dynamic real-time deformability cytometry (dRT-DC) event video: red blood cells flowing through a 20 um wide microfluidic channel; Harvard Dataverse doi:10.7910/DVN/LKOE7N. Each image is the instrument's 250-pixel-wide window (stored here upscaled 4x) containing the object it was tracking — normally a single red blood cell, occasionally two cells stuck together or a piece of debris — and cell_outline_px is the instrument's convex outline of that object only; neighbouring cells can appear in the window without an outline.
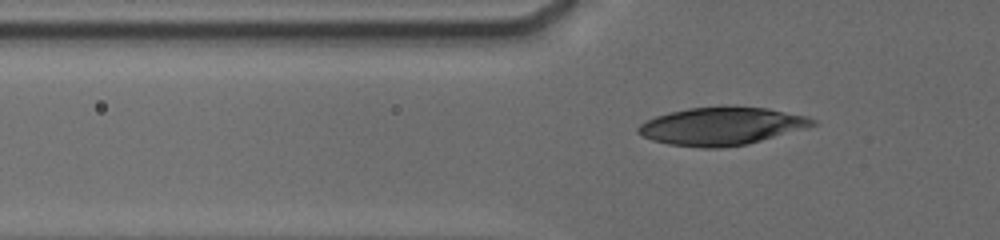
{"species": "human", "species_latin": "Homo sapiens", "temperature_condition": "cold", "stored_images_in_passage": 7, "camera_frame_rate_fps": 3000, "um_per_image_px": 0.085, "donor": {"sex": "male"}, "frame": {"image": 1, "passage_image": 5, "time_ms": 2.0, "image_size_px": [1000, 240], "cell_outline_px": [[816, 124], [748, 144], [724, 148], [704, 148], [668, 144], [652, 140], [636, 132], [636, 128], [640, 124], [656, 116], [688, 108], [724, 104], [768, 108], [808, 116], [816, 120]], "centroid_in_image_um": [61.32, 10.7], "position_along_channel_um": 64.5, "area_um2": 38.78}}
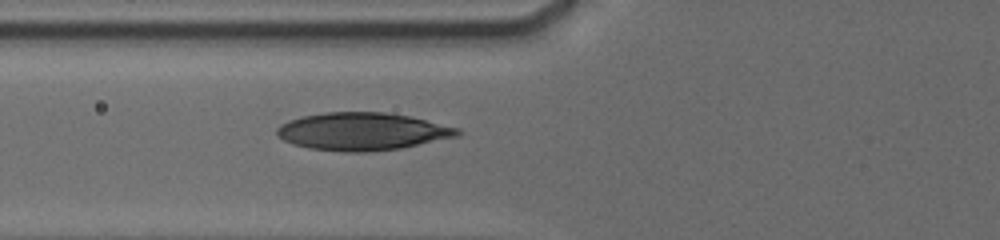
{"frame": {"image": 2, "passage_image": 7, "time_ms": 3.0, "image_size_px": [1000, 240], "cell_outline_px": [[460, 136], [400, 148], [368, 152], [344, 152], [308, 148], [292, 144], [276, 136], [276, 128], [280, 124], [288, 120], [304, 116], [328, 112], [384, 112], [408, 116], [460, 128]], "centroid_in_image_um": [30.77, 11.18], "position_along_channel_um": 95.0, "area_um2": 39.65}}